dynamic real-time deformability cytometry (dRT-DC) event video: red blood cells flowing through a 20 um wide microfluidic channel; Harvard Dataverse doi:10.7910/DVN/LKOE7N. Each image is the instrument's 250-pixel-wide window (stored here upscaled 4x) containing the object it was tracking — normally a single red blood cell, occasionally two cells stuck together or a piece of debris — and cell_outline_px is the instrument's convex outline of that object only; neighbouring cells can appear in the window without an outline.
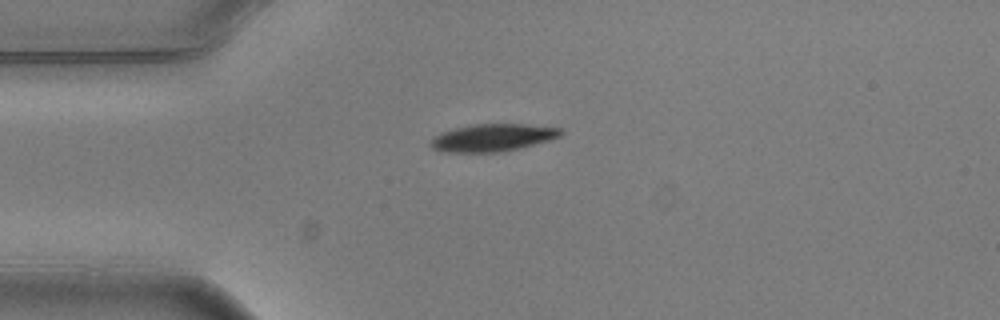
{"species": "common noctule bat (a hibernating species)", "species_latin": "Nyctalus noctula", "temperature_condition": "warm", "stored_images_in_passage": 3, "camera_frame_rate_fps": 3000, "um_per_image_px": 0.085, "animal": {"sex": "male", "body_mass_g": 20.5, "forearm_length_mm": 52.5}, "frame": {"image": 1, "passage_image": 1, "time_ms": 0.0, "image_size_px": [1000, 320], "cell_outline_px": [[564, 132], [560, 136], [552, 140], [520, 148], [500, 152], [440, 152], [432, 148], [428, 144], [440, 132], [472, 124], [524, 124], [564, 128]], "centroid_in_image_um": [41.91, 11.7], "position_along_channel_um": 43.1, "area_um2": 21.04}}
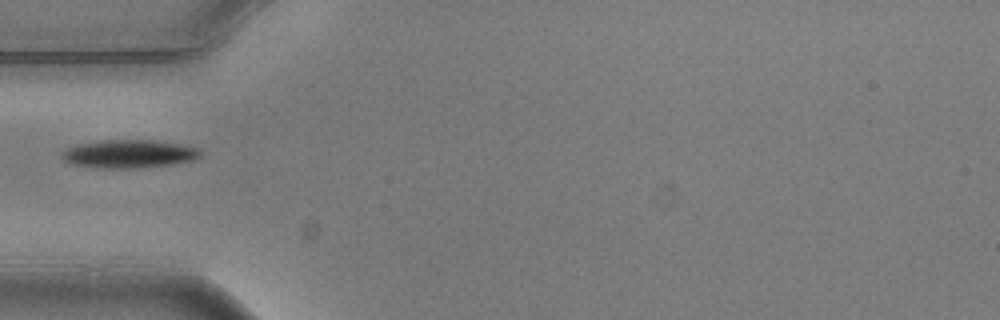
{"frame": {"image": 2, "passage_image": 2, "time_ms": 0.333, "image_size_px": [1000, 320], "cell_outline_px": [[204, 152], [200, 156], [192, 160], [172, 164], [136, 168], [104, 168], [72, 164], [64, 160], [60, 156], [60, 152], [76, 144], [100, 140], [156, 140], [188, 144], [200, 148]], "centroid_in_image_um": [11.02, 13.06], "position_along_channel_um": 74.0, "area_um2": 23.12}}
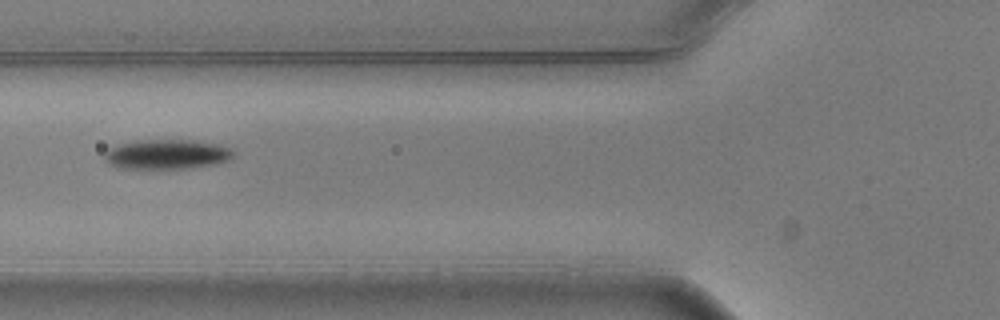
{"frame": {"image": 3, "passage_image": 3, "time_ms": 0.667, "image_size_px": [1000, 320], "cell_outline_px": [[236, 152], [228, 160], [212, 164], [184, 168], [116, 168], [108, 164], [104, 160], [104, 152], [108, 148], [116, 144], [136, 140], [192, 140], [220, 144], [232, 148]], "centroid_in_image_um": [14.13, 13.1], "position_along_channel_um": 111.7, "area_um2": 22.48}}